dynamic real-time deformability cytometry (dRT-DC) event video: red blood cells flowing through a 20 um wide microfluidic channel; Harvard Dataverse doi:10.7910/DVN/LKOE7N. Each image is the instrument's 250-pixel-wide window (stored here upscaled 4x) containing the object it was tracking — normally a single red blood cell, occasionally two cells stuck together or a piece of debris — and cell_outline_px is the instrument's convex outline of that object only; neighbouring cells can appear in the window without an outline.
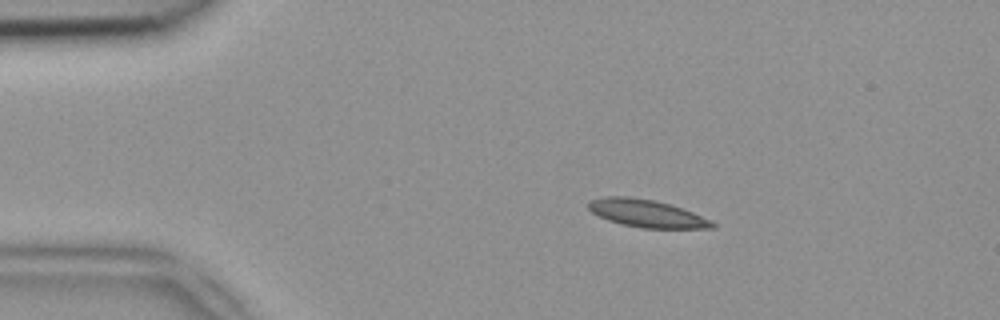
{"species": "common noctule bat (a hibernating species)", "species_latin": "Nyctalus noctula", "temperature_condition": "room temperature", "stored_images_in_passage": 41, "camera_frame_rate_fps": 3000, "um_per_image_px": 0.085, "animal": {"sex": "female", "body_mass_g": 18.4}, "frame": {"image": 1, "passage_image": 1, "time_ms": 0.0, "image_size_px": [1000, 320], "cell_outline_px": [[716, 228], [640, 228], [608, 220], [592, 212], [588, 208], [588, 200], [604, 196], [628, 196], [656, 200], [692, 212], [712, 220], [716, 224]], "centroid_in_image_um": [54.96, 18.13], "position_along_channel_um": 30.0, "area_um2": 19.88}}
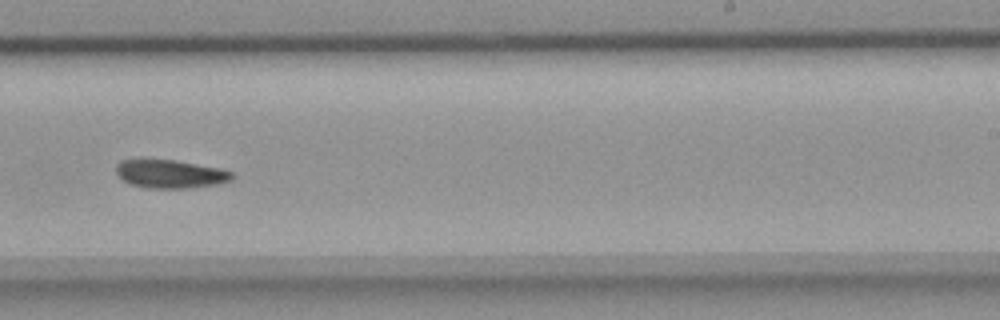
{"frame": {"image": 2, "passage_image": 23, "time_ms": 7.333, "image_size_px": [1000, 320], "cell_outline_px": [[236, 176], [232, 180], [216, 184], [188, 188], [148, 188], [132, 184], [124, 180], [116, 172], [116, 164], [120, 160], [136, 156], [144, 156], [176, 160], [220, 168], [232, 172]], "centroid_in_image_um": [14.41, 14.72], "position_along_channel_um": 274.6, "area_um2": 19.94}}
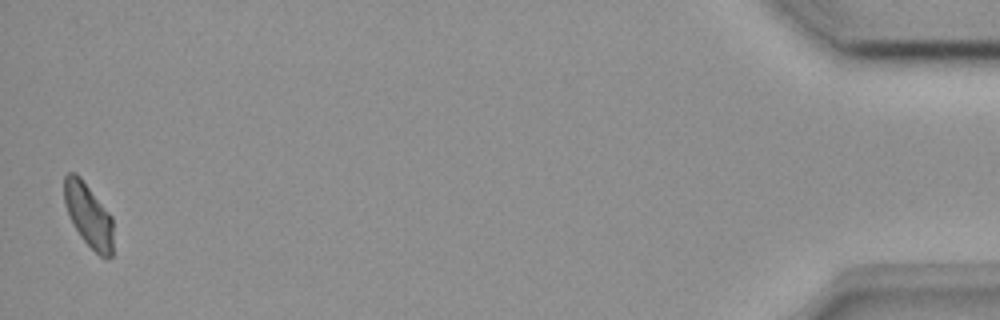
{"frame": {"image": 3, "passage_image": 41, "time_ms": 13.333, "image_size_px": [1000, 320], "cell_outline_px": [[112, 256], [100, 256], [80, 236], [72, 224], [68, 216], [64, 204], [64, 176], [68, 172], [76, 172], [80, 176], [112, 216]], "centroid_in_image_um": [7.49, 18.24], "position_along_channel_um": 427.7, "area_um2": 18.15}}